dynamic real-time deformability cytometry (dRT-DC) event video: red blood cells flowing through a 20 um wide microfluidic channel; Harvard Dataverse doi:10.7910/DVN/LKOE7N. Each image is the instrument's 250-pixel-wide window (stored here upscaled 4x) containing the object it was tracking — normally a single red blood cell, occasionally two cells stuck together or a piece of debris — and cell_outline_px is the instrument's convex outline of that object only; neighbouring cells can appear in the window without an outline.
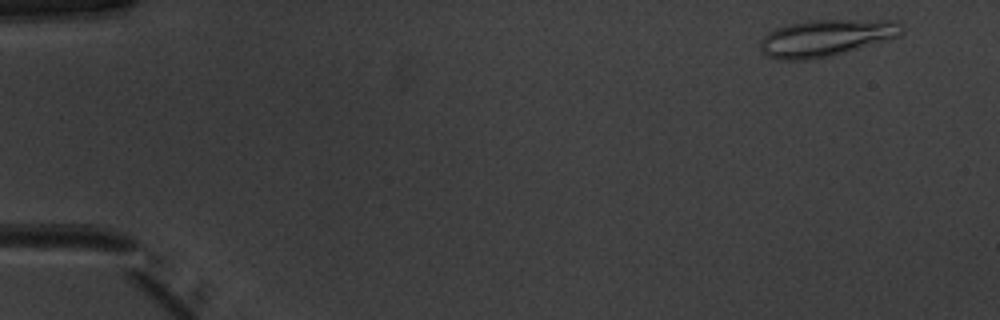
{"species": "common noctule bat (a hibernating species)", "species_latin": "Nyctalus noctula", "temperature_condition": "warm", "stored_images_in_passage": 50, "camera_frame_rate_fps": 3000, "um_per_image_px": 0.085, "animal": {"sex": "male", "body_mass_g": 20.1, "forearm_length_mm": 53.5}, "frame": {"image": 1, "passage_image": 3, "time_ms": 0.667, "image_size_px": [1000, 320], "cell_outline_px": [[904, 32], [900, 36], [832, 56], [808, 60], [776, 60], [768, 56], [760, 48], [760, 40], [768, 32], [776, 28], [788, 24], [808, 20], [896, 20], [904, 28]], "centroid_in_image_um": [70.21, 3.22], "position_along_channel_um": 14.8, "area_um2": 30.52}}
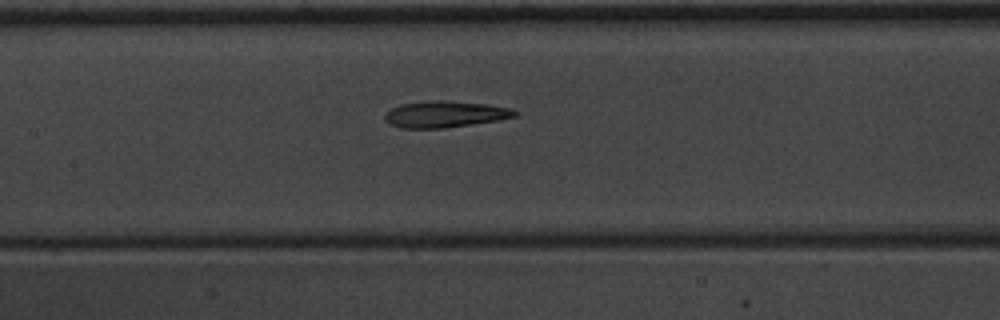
{"frame": {"image": 2, "passage_image": 24, "time_ms": 7.667, "image_size_px": [1000, 320], "cell_outline_px": [[516, 116], [496, 120], [472, 124], [444, 128], [400, 128], [388, 124], [384, 120], [384, 112], [400, 104], [432, 100], [444, 100], [484, 104], [512, 108], [516, 112]], "centroid_in_image_um": [37.74, 9.71], "position_along_channel_um": 169.7, "area_um2": 20.0}}
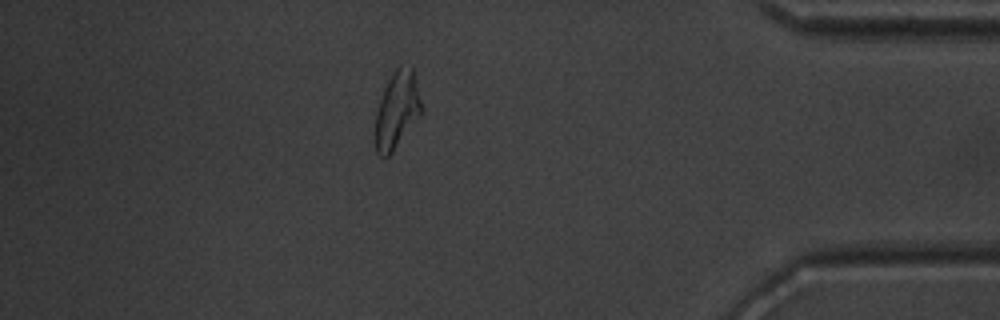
{"frame": {"image": 3, "passage_image": 44, "time_ms": 14.333, "image_size_px": [1000, 320], "cell_outline_px": [[424, 112], [392, 152], [384, 160], [376, 152], [376, 112], [384, 88], [392, 72], [400, 64], [412, 68]], "centroid_in_image_um": [33.76, 9.36], "position_along_channel_um": 401.4, "area_um2": 20.69}, "authors_computed_cell_mechanics": {"area_um2": 20.7502, "velocity_mm_per_s": 3.9874, "shape_relaxation_time_tau1_ms": null, "shape_relaxation_time_tau2_ms": 3.9667, "deformation_change_tau1": null, "deformation_change_tau2": 0.1309}}